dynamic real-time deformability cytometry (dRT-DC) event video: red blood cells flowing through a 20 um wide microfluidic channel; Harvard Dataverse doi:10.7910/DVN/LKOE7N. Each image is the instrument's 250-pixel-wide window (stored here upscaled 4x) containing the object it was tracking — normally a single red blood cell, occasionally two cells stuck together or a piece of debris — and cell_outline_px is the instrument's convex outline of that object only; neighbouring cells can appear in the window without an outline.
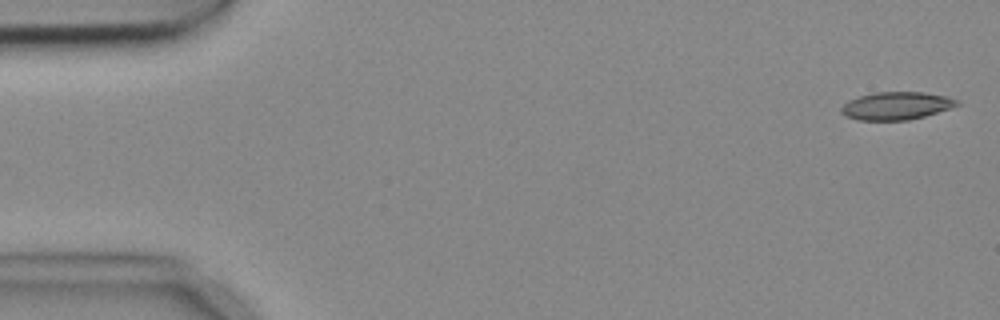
{"species": "common noctule bat (a hibernating species)", "species_latin": "Nyctalus noctula", "temperature_condition": "cold", "stored_images_in_passage": 5, "camera_frame_rate_fps": 3000, "um_per_image_px": 0.085, "animal": {"sex": "female", "body_mass_g": 18.4}, "frame": {"image": 1, "passage_image": 1, "time_ms": 0.0, "image_size_px": [1000, 320], "cell_outline_px": [[960, 104], [924, 116], [908, 120], [856, 120], [844, 116], [840, 112], [840, 108], [848, 100], [872, 92], [924, 92], [948, 96], [960, 100]], "centroid_in_image_um": [76.16, 8.98], "position_along_channel_um": 8.8, "area_um2": 18.84}}
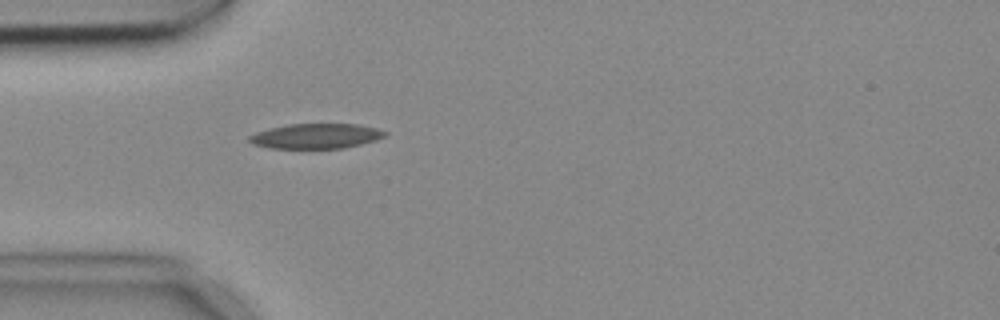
{"frame": {"image": 2, "passage_image": 5, "time_ms": 1.333, "image_size_px": [1000, 320], "cell_outline_px": [[388, 132], [384, 136], [376, 140], [344, 148], [268, 148], [252, 144], [248, 140], [248, 136], [256, 132], [268, 128], [288, 124], [356, 124], [376, 128]], "centroid_in_image_um": [26.82, 11.56], "position_along_channel_um": 58.2, "area_um2": 19.77}}